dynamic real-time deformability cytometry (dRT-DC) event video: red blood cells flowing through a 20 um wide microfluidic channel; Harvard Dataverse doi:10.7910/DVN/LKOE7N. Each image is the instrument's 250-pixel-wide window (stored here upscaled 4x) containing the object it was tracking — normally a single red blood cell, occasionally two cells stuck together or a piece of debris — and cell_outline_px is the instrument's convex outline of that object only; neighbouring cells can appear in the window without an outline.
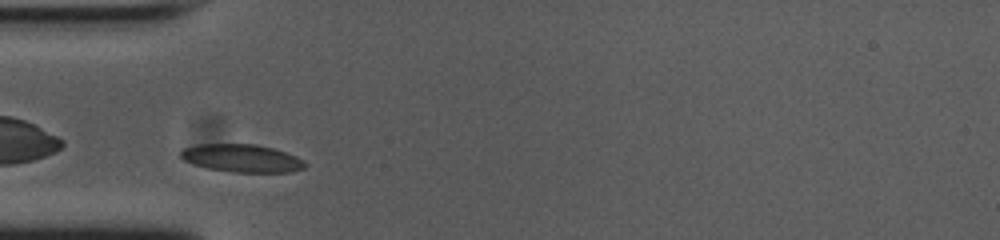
{"species": "common noctule bat (a hibernating species)", "species_latin": "Nyctalus noctula", "temperature_condition": "cold", "stored_images_in_passage": 29, "camera_frame_rate_fps": 3000, "um_per_image_px": 0.085, "animal": {"sex": "female", "body_mass_g": 23.0, "forearm_length_mm": 53.4}, "frame": {"image": 1, "passage_image": 2, "time_ms": 0.333, "image_size_px": [1000, 240], "cell_outline_px": [[308, 164], [304, 168], [292, 172], [232, 172], [208, 168], [192, 164], [184, 160], [180, 156], [180, 152], [184, 148], [200, 144], [256, 144], [272, 148], [296, 156], [304, 160]], "centroid_in_image_um": [20.57, 13.45], "position_along_channel_um": 64.4, "area_um2": 20.17}}
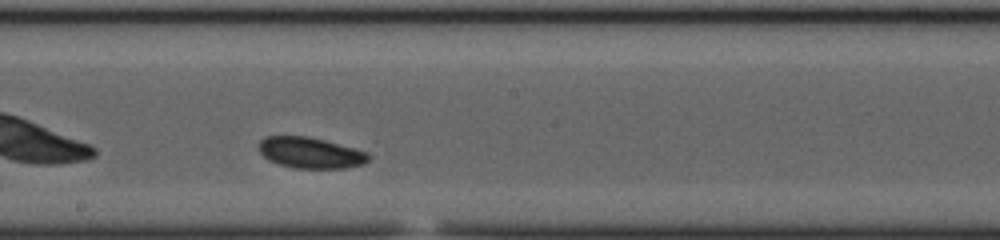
{"frame": {"image": 2, "passage_image": 15, "time_ms": 4.667, "image_size_px": [1000, 240], "cell_outline_px": [[372, 156], [364, 164], [348, 168], [292, 168], [268, 160], [256, 148], [256, 144], [264, 136], [308, 136], [324, 140], [368, 152]], "centroid_in_image_um": [26.36, 12.98], "position_along_channel_um": 221.8, "area_um2": 20.06}}
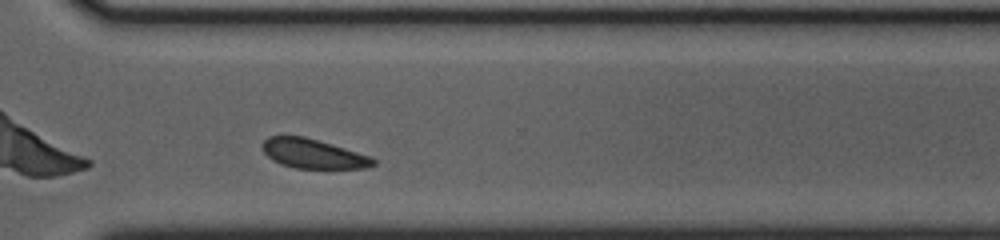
{"frame": {"image": 3, "passage_image": 25, "time_ms": 8.0, "image_size_px": [1000, 240], "cell_outline_px": [[376, 164], [368, 168], [296, 168], [280, 164], [272, 160], [264, 152], [264, 140], [268, 136], [304, 136], [332, 144], [372, 156], [376, 160]], "centroid_in_image_um": [26.66, 13.07], "position_along_channel_um": 343.9, "area_um2": 18.96}, "authors_computed_cell_mechanics": {"area_um2": 19.8832, "velocity_mm_per_s": 3.6569, "shape_relaxation_time_tau1_ms": 1.3112, "shape_relaxation_time_tau2_ms": null, "deformation_change_tau1": 0.0842, "deformation_change_tau2": null}}